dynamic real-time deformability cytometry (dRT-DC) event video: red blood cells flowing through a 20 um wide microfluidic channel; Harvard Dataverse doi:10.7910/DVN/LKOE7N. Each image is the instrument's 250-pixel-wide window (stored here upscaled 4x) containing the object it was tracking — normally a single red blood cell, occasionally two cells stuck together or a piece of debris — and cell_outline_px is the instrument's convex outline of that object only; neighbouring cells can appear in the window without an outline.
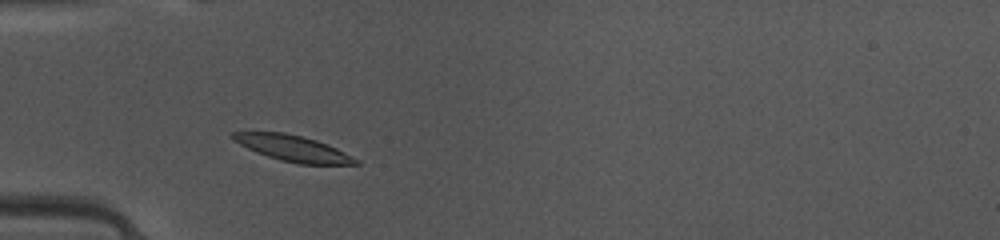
{"species": "common noctule bat (a hibernating species)", "species_latin": "Nyctalus noctula", "temperature_condition": "warm", "stored_images_in_passage": 34, "camera_frame_rate_fps": 3000, "um_per_image_px": 0.085, "animal": {"sex": "female", "body_mass_g": 10.0, "forearm_length_mm": 53.1}, "frame": {"image": 1, "passage_image": 1, "time_ms": 0.0, "image_size_px": [1000, 240], "cell_outline_px": [[360, 164], [300, 164], [280, 160], [256, 152], [240, 144], [228, 136], [232, 132], [284, 132], [316, 140], [328, 144], [360, 160]], "centroid_in_image_um": [24.9, 12.6], "position_along_channel_um": 60.1, "area_um2": 18.44}}
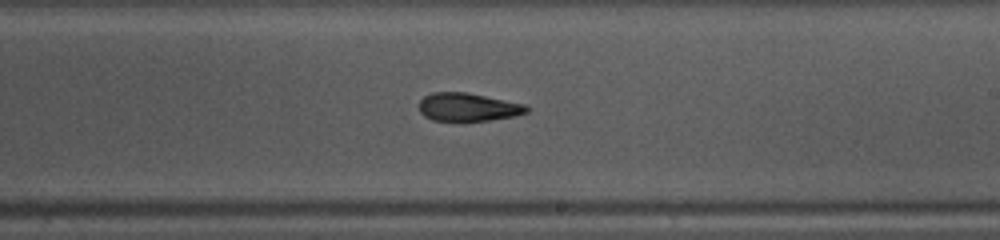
{"frame": {"image": 2, "passage_image": 15, "time_ms": 4.667, "image_size_px": [1000, 240], "cell_outline_px": [[528, 112], [512, 116], [488, 120], [432, 120], [424, 116], [420, 112], [416, 104], [424, 96], [432, 92], [464, 92], [524, 104], [528, 108]], "centroid_in_image_um": [39.69, 9.09], "position_along_channel_um": 249.3, "area_um2": 17.4}}
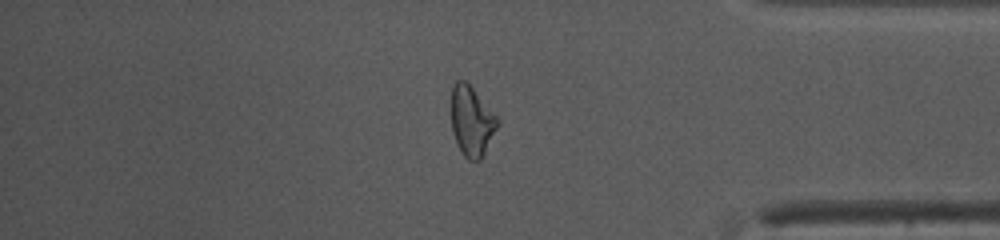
{"frame": {"image": 3, "passage_image": 27, "time_ms": 8.667, "image_size_px": [1000, 240], "cell_outline_px": [[500, 124], [480, 160], [468, 160], [464, 156], [456, 140], [452, 128], [452, 88], [456, 80], [464, 80], [472, 88], [500, 120]], "centroid_in_image_um": [40.11, 10.3], "position_along_channel_um": 395.1, "area_um2": 18.44}, "authors_computed_cell_mechanics": {"area_um2": 18.8717, "velocity_mm_per_s": 4.1271, "shape_relaxation_time_tau1_ms": 3.6473, "shape_relaxation_time_tau2_ms": 2.5888, "deformation_change_tau1": 0.1477, "deformation_change_tau2": 0.1191}}